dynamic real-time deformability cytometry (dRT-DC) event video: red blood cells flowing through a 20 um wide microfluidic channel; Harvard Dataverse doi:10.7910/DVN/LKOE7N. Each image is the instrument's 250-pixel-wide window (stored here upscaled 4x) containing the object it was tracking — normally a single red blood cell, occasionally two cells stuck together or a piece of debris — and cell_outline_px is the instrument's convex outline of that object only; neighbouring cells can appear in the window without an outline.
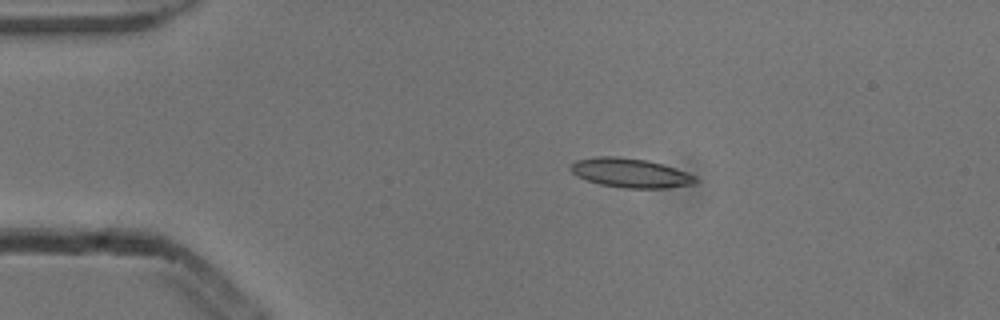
{"species": "common noctule bat (a hibernating species)", "species_latin": "Nyctalus noctula", "temperature_condition": "cold", "stored_images_in_passage": 2, "camera_frame_rate_fps": 3000, "um_per_image_px": 0.085, "animal": {"sex": "male", "body_mass_g": 13.3}, "frame": {"image": 1, "passage_image": 2, "time_ms": 0.333, "image_size_px": [1000, 320], "cell_outline_px": [[696, 184], [668, 188], [624, 188], [600, 184], [588, 180], [572, 172], [568, 168], [576, 160], [596, 156], [616, 156], [648, 160], [676, 168], [696, 176]], "centroid_in_image_um": [53.61, 14.69], "position_along_channel_um": 31.4, "area_um2": 21.27}}